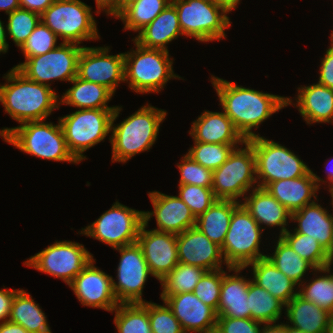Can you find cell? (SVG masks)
<instances>
[{"label": "cell", "mask_w": 333, "mask_h": 333, "mask_svg": "<svg viewBox=\"0 0 333 333\" xmlns=\"http://www.w3.org/2000/svg\"><path fill=\"white\" fill-rule=\"evenodd\" d=\"M211 82L217 92L219 105L245 140L259 136L252 130L258 129L272 114L292 105L289 97L239 86L213 75Z\"/></svg>", "instance_id": "cell-1"}, {"label": "cell", "mask_w": 333, "mask_h": 333, "mask_svg": "<svg viewBox=\"0 0 333 333\" xmlns=\"http://www.w3.org/2000/svg\"><path fill=\"white\" fill-rule=\"evenodd\" d=\"M3 78L6 83L0 85V102L5 112L19 124L46 120L59 108V96L51 86L28 79L15 67Z\"/></svg>", "instance_id": "cell-2"}, {"label": "cell", "mask_w": 333, "mask_h": 333, "mask_svg": "<svg viewBox=\"0 0 333 333\" xmlns=\"http://www.w3.org/2000/svg\"><path fill=\"white\" fill-rule=\"evenodd\" d=\"M122 106H116L111 120L112 162L126 163L134 155L148 151L154 145L160 124L166 119V111L151 106H142L120 124H114Z\"/></svg>", "instance_id": "cell-3"}, {"label": "cell", "mask_w": 333, "mask_h": 333, "mask_svg": "<svg viewBox=\"0 0 333 333\" xmlns=\"http://www.w3.org/2000/svg\"><path fill=\"white\" fill-rule=\"evenodd\" d=\"M3 141L20 149L22 152L41 159L79 162L69 152L60 122L53 125L44 120L29 121L17 127L0 130Z\"/></svg>", "instance_id": "cell-4"}, {"label": "cell", "mask_w": 333, "mask_h": 333, "mask_svg": "<svg viewBox=\"0 0 333 333\" xmlns=\"http://www.w3.org/2000/svg\"><path fill=\"white\" fill-rule=\"evenodd\" d=\"M135 43L136 50L124 53L125 81L136 93H159L168 80L181 77L174 74L169 51L149 49ZM171 58V59H170Z\"/></svg>", "instance_id": "cell-5"}, {"label": "cell", "mask_w": 333, "mask_h": 333, "mask_svg": "<svg viewBox=\"0 0 333 333\" xmlns=\"http://www.w3.org/2000/svg\"><path fill=\"white\" fill-rule=\"evenodd\" d=\"M91 9L80 0H54L40 15V21L64 43L80 45L82 41L100 38Z\"/></svg>", "instance_id": "cell-6"}, {"label": "cell", "mask_w": 333, "mask_h": 333, "mask_svg": "<svg viewBox=\"0 0 333 333\" xmlns=\"http://www.w3.org/2000/svg\"><path fill=\"white\" fill-rule=\"evenodd\" d=\"M254 150L258 187L283 179L299 178L311 169L291 150L281 144L256 136L246 140Z\"/></svg>", "instance_id": "cell-7"}, {"label": "cell", "mask_w": 333, "mask_h": 333, "mask_svg": "<svg viewBox=\"0 0 333 333\" xmlns=\"http://www.w3.org/2000/svg\"><path fill=\"white\" fill-rule=\"evenodd\" d=\"M115 109H79L60 117L69 152L80 163L83 153L103 141L111 131V120Z\"/></svg>", "instance_id": "cell-8"}, {"label": "cell", "mask_w": 333, "mask_h": 333, "mask_svg": "<svg viewBox=\"0 0 333 333\" xmlns=\"http://www.w3.org/2000/svg\"><path fill=\"white\" fill-rule=\"evenodd\" d=\"M175 6L183 35L197 41L225 39L231 26L228 12L209 0H171Z\"/></svg>", "instance_id": "cell-9"}, {"label": "cell", "mask_w": 333, "mask_h": 333, "mask_svg": "<svg viewBox=\"0 0 333 333\" xmlns=\"http://www.w3.org/2000/svg\"><path fill=\"white\" fill-rule=\"evenodd\" d=\"M244 146L235 148L228 159L213 171L212 190L216 199L237 201L239 197L244 198L250 189L258 187L253 147L247 141Z\"/></svg>", "instance_id": "cell-10"}, {"label": "cell", "mask_w": 333, "mask_h": 333, "mask_svg": "<svg viewBox=\"0 0 333 333\" xmlns=\"http://www.w3.org/2000/svg\"><path fill=\"white\" fill-rule=\"evenodd\" d=\"M264 228L240 204L232 213L230 226L221 247L226 267H245L266 257L259 246Z\"/></svg>", "instance_id": "cell-11"}, {"label": "cell", "mask_w": 333, "mask_h": 333, "mask_svg": "<svg viewBox=\"0 0 333 333\" xmlns=\"http://www.w3.org/2000/svg\"><path fill=\"white\" fill-rule=\"evenodd\" d=\"M143 212L116 201L96 221L82 228L80 234L93 237L113 249L136 243L144 223Z\"/></svg>", "instance_id": "cell-12"}, {"label": "cell", "mask_w": 333, "mask_h": 333, "mask_svg": "<svg viewBox=\"0 0 333 333\" xmlns=\"http://www.w3.org/2000/svg\"><path fill=\"white\" fill-rule=\"evenodd\" d=\"M93 259L84 245L65 240L49 245L27 259L24 265L60 278L69 285Z\"/></svg>", "instance_id": "cell-13"}, {"label": "cell", "mask_w": 333, "mask_h": 333, "mask_svg": "<svg viewBox=\"0 0 333 333\" xmlns=\"http://www.w3.org/2000/svg\"><path fill=\"white\" fill-rule=\"evenodd\" d=\"M83 46L75 43H60L51 51L30 57L16 66L28 79L50 86L49 81L71 82L77 76L78 59ZM49 84H48V83Z\"/></svg>", "instance_id": "cell-14"}, {"label": "cell", "mask_w": 333, "mask_h": 333, "mask_svg": "<svg viewBox=\"0 0 333 333\" xmlns=\"http://www.w3.org/2000/svg\"><path fill=\"white\" fill-rule=\"evenodd\" d=\"M120 253L117 280L112 289L118 303H143L142 292L148 275H152L140 245L136 242L115 248Z\"/></svg>", "instance_id": "cell-15"}, {"label": "cell", "mask_w": 333, "mask_h": 333, "mask_svg": "<svg viewBox=\"0 0 333 333\" xmlns=\"http://www.w3.org/2000/svg\"><path fill=\"white\" fill-rule=\"evenodd\" d=\"M110 47H84L78 59L77 77L100 84L113 94L120 82H125L124 53L109 55Z\"/></svg>", "instance_id": "cell-16"}, {"label": "cell", "mask_w": 333, "mask_h": 333, "mask_svg": "<svg viewBox=\"0 0 333 333\" xmlns=\"http://www.w3.org/2000/svg\"><path fill=\"white\" fill-rule=\"evenodd\" d=\"M146 227L143 223L137 243L142 248L152 276L161 282L179 263L177 234L146 230Z\"/></svg>", "instance_id": "cell-17"}, {"label": "cell", "mask_w": 333, "mask_h": 333, "mask_svg": "<svg viewBox=\"0 0 333 333\" xmlns=\"http://www.w3.org/2000/svg\"><path fill=\"white\" fill-rule=\"evenodd\" d=\"M93 259L68 285L83 306L112 312L119 305L112 289V276L98 269Z\"/></svg>", "instance_id": "cell-18"}, {"label": "cell", "mask_w": 333, "mask_h": 333, "mask_svg": "<svg viewBox=\"0 0 333 333\" xmlns=\"http://www.w3.org/2000/svg\"><path fill=\"white\" fill-rule=\"evenodd\" d=\"M148 196L154 211L143 212L144 223L148 226V221L155 216L157 229L153 230L180 234L195 226V216L179 196H169L159 191L148 192Z\"/></svg>", "instance_id": "cell-19"}, {"label": "cell", "mask_w": 333, "mask_h": 333, "mask_svg": "<svg viewBox=\"0 0 333 333\" xmlns=\"http://www.w3.org/2000/svg\"><path fill=\"white\" fill-rule=\"evenodd\" d=\"M177 248L179 263L198 266L206 271L221 269L222 264H226L221 247L195 226L177 234Z\"/></svg>", "instance_id": "cell-20"}, {"label": "cell", "mask_w": 333, "mask_h": 333, "mask_svg": "<svg viewBox=\"0 0 333 333\" xmlns=\"http://www.w3.org/2000/svg\"><path fill=\"white\" fill-rule=\"evenodd\" d=\"M179 320L185 333H208L216 326V311L206 305L193 292L161 297Z\"/></svg>", "instance_id": "cell-21"}, {"label": "cell", "mask_w": 333, "mask_h": 333, "mask_svg": "<svg viewBox=\"0 0 333 333\" xmlns=\"http://www.w3.org/2000/svg\"><path fill=\"white\" fill-rule=\"evenodd\" d=\"M326 181L312 170L305 176L293 179H283L269 183L265 189L276 198L291 213L317 201L316 193L320 183Z\"/></svg>", "instance_id": "cell-22"}, {"label": "cell", "mask_w": 333, "mask_h": 333, "mask_svg": "<svg viewBox=\"0 0 333 333\" xmlns=\"http://www.w3.org/2000/svg\"><path fill=\"white\" fill-rule=\"evenodd\" d=\"M189 134L194 141L216 144H239L245 139L236 130L231 119L223 112L204 111L193 121Z\"/></svg>", "instance_id": "cell-23"}, {"label": "cell", "mask_w": 333, "mask_h": 333, "mask_svg": "<svg viewBox=\"0 0 333 333\" xmlns=\"http://www.w3.org/2000/svg\"><path fill=\"white\" fill-rule=\"evenodd\" d=\"M227 270L234 271L235 275L224 271L220 289V299L217 317L230 318H251V309L248 308L247 293L249 279L238 276L245 267H227Z\"/></svg>", "instance_id": "cell-24"}, {"label": "cell", "mask_w": 333, "mask_h": 333, "mask_svg": "<svg viewBox=\"0 0 333 333\" xmlns=\"http://www.w3.org/2000/svg\"><path fill=\"white\" fill-rule=\"evenodd\" d=\"M259 226L280 227V235L287 229V220L291 219V212L288 211L276 198L265 188L256 187L252 189L250 196H245L241 203ZM286 226V227H285Z\"/></svg>", "instance_id": "cell-25"}, {"label": "cell", "mask_w": 333, "mask_h": 333, "mask_svg": "<svg viewBox=\"0 0 333 333\" xmlns=\"http://www.w3.org/2000/svg\"><path fill=\"white\" fill-rule=\"evenodd\" d=\"M296 106L307 124L333 123V89L312 84L298 88Z\"/></svg>", "instance_id": "cell-26"}, {"label": "cell", "mask_w": 333, "mask_h": 333, "mask_svg": "<svg viewBox=\"0 0 333 333\" xmlns=\"http://www.w3.org/2000/svg\"><path fill=\"white\" fill-rule=\"evenodd\" d=\"M134 38L140 46L169 51L166 44L183 33L175 6L170 3L152 22L138 32Z\"/></svg>", "instance_id": "cell-27"}, {"label": "cell", "mask_w": 333, "mask_h": 333, "mask_svg": "<svg viewBox=\"0 0 333 333\" xmlns=\"http://www.w3.org/2000/svg\"><path fill=\"white\" fill-rule=\"evenodd\" d=\"M290 220L298 223L295 232L312 236L327 250L333 234V215L328 210L313 202L292 212Z\"/></svg>", "instance_id": "cell-28"}, {"label": "cell", "mask_w": 333, "mask_h": 333, "mask_svg": "<svg viewBox=\"0 0 333 333\" xmlns=\"http://www.w3.org/2000/svg\"><path fill=\"white\" fill-rule=\"evenodd\" d=\"M250 265L253 272L252 281L285 305L298 295V291L295 290L299 289L295 287L297 284L279 271L267 257L260 258L246 267Z\"/></svg>", "instance_id": "cell-29"}, {"label": "cell", "mask_w": 333, "mask_h": 333, "mask_svg": "<svg viewBox=\"0 0 333 333\" xmlns=\"http://www.w3.org/2000/svg\"><path fill=\"white\" fill-rule=\"evenodd\" d=\"M290 326L307 333H329L330 316L327 310L296 295L285 305Z\"/></svg>", "instance_id": "cell-30"}, {"label": "cell", "mask_w": 333, "mask_h": 333, "mask_svg": "<svg viewBox=\"0 0 333 333\" xmlns=\"http://www.w3.org/2000/svg\"><path fill=\"white\" fill-rule=\"evenodd\" d=\"M241 202V200L216 199L203 214L196 218L195 227L213 243L222 247L230 226L232 213Z\"/></svg>", "instance_id": "cell-31"}, {"label": "cell", "mask_w": 333, "mask_h": 333, "mask_svg": "<svg viewBox=\"0 0 333 333\" xmlns=\"http://www.w3.org/2000/svg\"><path fill=\"white\" fill-rule=\"evenodd\" d=\"M70 83L74 85L63 93L60 104L78 109H116V106L107 105L114 94L105 86L84 81L77 76Z\"/></svg>", "instance_id": "cell-32"}, {"label": "cell", "mask_w": 333, "mask_h": 333, "mask_svg": "<svg viewBox=\"0 0 333 333\" xmlns=\"http://www.w3.org/2000/svg\"><path fill=\"white\" fill-rule=\"evenodd\" d=\"M39 304L25 290H18L11 304L9 321L23 326L29 333H52Z\"/></svg>", "instance_id": "cell-33"}, {"label": "cell", "mask_w": 333, "mask_h": 333, "mask_svg": "<svg viewBox=\"0 0 333 333\" xmlns=\"http://www.w3.org/2000/svg\"><path fill=\"white\" fill-rule=\"evenodd\" d=\"M251 319L260 323H274L280 319L285 304L249 279L247 293Z\"/></svg>", "instance_id": "cell-34"}, {"label": "cell", "mask_w": 333, "mask_h": 333, "mask_svg": "<svg viewBox=\"0 0 333 333\" xmlns=\"http://www.w3.org/2000/svg\"><path fill=\"white\" fill-rule=\"evenodd\" d=\"M275 246L274 254L266 255V257L299 287L304 281L302 279L306 271H315L316 268L307 260L302 259L280 236Z\"/></svg>", "instance_id": "cell-35"}, {"label": "cell", "mask_w": 333, "mask_h": 333, "mask_svg": "<svg viewBox=\"0 0 333 333\" xmlns=\"http://www.w3.org/2000/svg\"><path fill=\"white\" fill-rule=\"evenodd\" d=\"M171 0H138L123 9L115 18L124 23V30L139 32L152 22Z\"/></svg>", "instance_id": "cell-36"}, {"label": "cell", "mask_w": 333, "mask_h": 333, "mask_svg": "<svg viewBox=\"0 0 333 333\" xmlns=\"http://www.w3.org/2000/svg\"><path fill=\"white\" fill-rule=\"evenodd\" d=\"M113 311L118 333H152L148 317V301L120 303Z\"/></svg>", "instance_id": "cell-37"}, {"label": "cell", "mask_w": 333, "mask_h": 333, "mask_svg": "<svg viewBox=\"0 0 333 333\" xmlns=\"http://www.w3.org/2000/svg\"><path fill=\"white\" fill-rule=\"evenodd\" d=\"M205 272L206 270L201 267L178 263L177 266L161 280L160 284L163 288L160 297L193 292Z\"/></svg>", "instance_id": "cell-38"}, {"label": "cell", "mask_w": 333, "mask_h": 333, "mask_svg": "<svg viewBox=\"0 0 333 333\" xmlns=\"http://www.w3.org/2000/svg\"><path fill=\"white\" fill-rule=\"evenodd\" d=\"M302 259L310 262L316 269L327 265L326 250L312 236L287 230L280 236Z\"/></svg>", "instance_id": "cell-39"}, {"label": "cell", "mask_w": 333, "mask_h": 333, "mask_svg": "<svg viewBox=\"0 0 333 333\" xmlns=\"http://www.w3.org/2000/svg\"><path fill=\"white\" fill-rule=\"evenodd\" d=\"M314 272L323 273L322 276H317L307 284H300L302 286L298 295L306 301H310L322 309L333 313V281L330 279L329 274L324 269H316ZM326 273V275H324Z\"/></svg>", "instance_id": "cell-40"}, {"label": "cell", "mask_w": 333, "mask_h": 333, "mask_svg": "<svg viewBox=\"0 0 333 333\" xmlns=\"http://www.w3.org/2000/svg\"><path fill=\"white\" fill-rule=\"evenodd\" d=\"M237 147H239L237 144H216L194 141V146L188 150L186 155L203 167L214 171L228 159L229 155Z\"/></svg>", "instance_id": "cell-41"}, {"label": "cell", "mask_w": 333, "mask_h": 333, "mask_svg": "<svg viewBox=\"0 0 333 333\" xmlns=\"http://www.w3.org/2000/svg\"><path fill=\"white\" fill-rule=\"evenodd\" d=\"M7 15V35L20 48L39 24L40 14L20 7Z\"/></svg>", "instance_id": "cell-42"}, {"label": "cell", "mask_w": 333, "mask_h": 333, "mask_svg": "<svg viewBox=\"0 0 333 333\" xmlns=\"http://www.w3.org/2000/svg\"><path fill=\"white\" fill-rule=\"evenodd\" d=\"M58 36L41 21L20 47L25 60L43 55L57 47Z\"/></svg>", "instance_id": "cell-43"}, {"label": "cell", "mask_w": 333, "mask_h": 333, "mask_svg": "<svg viewBox=\"0 0 333 333\" xmlns=\"http://www.w3.org/2000/svg\"><path fill=\"white\" fill-rule=\"evenodd\" d=\"M179 198L190 208L197 218L203 214L216 200L212 188L191 184H179Z\"/></svg>", "instance_id": "cell-44"}, {"label": "cell", "mask_w": 333, "mask_h": 333, "mask_svg": "<svg viewBox=\"0 0 333 333\" xmlns=\"http://www.w3.org/2000/svg\"><path fill=\"white\" fill-rule=\"evenodd\" d=\"M223 275L224 270L222 268L206 271L193 291L199 300L212 307L215 311L218 309Z\"/></svg>", "instance_id": "cell-45"}, {"label": "cell", "mask_w": 333, "mask_h": 333, "mask_svg": "<svg viewBox=\"0 0 333 333\" xmlns=\"http://www.w3.org/2000/svg\"><path fill=\"white\" fill-rule=\"evenodd\" d=\"M164 305L148 302V317L152 333H185L171 309Z\"/></svg>", "instance_id": "cell-46"}, {"label": "cell", "mask_w": 333, "mask_h": 333, "mask_svg": "<svg viewBox=\"0 0 333 333\" xmlns=\"http://www.w3.org/2000/svg\"><path fill=\"white\" fill-rule=\"evenodd\" d=\"M177 167L181 174L179 184L212 188L213 171L193 161L188 155L182 157Z\"/></svg>", "instance_id": "cell-47"}, {"label": "cell", "mask_w": 333, "mask_h": 333, "mask_svg": "<svg viewBox=\"0 0 333 333\" xmlns=\"http://www.w3.org/2000/svg\"><path fill=\"white\" fill-rule=\"evenodd\" d=\"M260 323L251 318L217 317L216 327L222 333H260Z\"/></svg>", "instance_id": "cell-48"}, {"label": "cell", "mask_w": 333, "mask_h": 333, "mask_svg": "<svg viewBox=\"0 0 333 333\" xmlns=\"http://www.w3.org/2000/svg\"><path fill=\"white\" fill-rule=\"evenodd\" d=\"M318 83L333 89V46L326 50V54L321 58Z\"/></svg>", "instance_id": "cell-49"}, {"label": "cell", "mask_w": 333, "mask_h": 333, "mask_svg": "<svg viewBox=\"0 0 333 333\" xmlns=\"http://www.w3.org/2000/svg\"><path fill=\"white\" fill-rule=\"evenodd\" d=\"M18 290L0 289V321H8L11 314V304Z\"/></svg>", "instance_id": "cell-50"}, {"label": "cell", "mask_w": 333, "mask_h": 333, "mask_svg": "<svg viewBox=\"0 0 333 333\" xmlns=\"http://www.w3.org/2000/svg\"><path fill=\"white\" fill-rule=\"evenodd\" d=\"M54 0H19L20 7L29 11L42 14Z\"/></svg>", "instance_id": "cell-51"}, {"label": "cell", "mask_w": 333, "mask_h": 333, "mask_svg": "<svg viewBox=\"0 0 333 333\" xmlns=\"http://www.w3.org/2000/svg\"><path fill=\"white\" fill-rule=\"evenodd\" d=\"M97 7V14L105 11L106 14L116 17L118 15V0H95Z\"/></svg>", "instance_id": "cell-52"}, {"label": "cell", "mask_w": 333, "mask_h": 333, "mask_svg": "<svg viewBox=\"0 0 333 333\" xmlns=\"http://www.w3.org/2000/svg\"><path fill=\"white\" fill-rule=\"evenodd\" d=\"M0 333H29L23 326L5 321L3 323L0 322Z\"/></svg>", "instance_id": "cell-53"}, {"label": "cell", "mask_w": 333, "mask_h": 333, "mask_svg": "<svg viewBox=\"0 0 333 333\" xmlns=\"http://www.w3.org/2000/svg\"><path fill=\"white\" fill-rule=\"evenodd\" d=\"M263 326L260 329V333H287V324L283 323L276 324V322L274 323L272 322V323H264Z\"/></svg>", "instance_id": "cell-54"}, {"label": "cell", "mask_w": 333, "mask_h": 333, "mask_svg": "<svg viewBox=\"0 0 333 333\" xmlns=\"http://www.w3.org/2000/svg\"><path fill=\"white\" fill-rule=\"evenodd\" d=\"M211 3L222 7L225 11L230 13L232 10L237 8L240 0H209Z\"/></svg>", "instance_id": "cell-55"}, {"label": "cell", "mask_w": 333, "mask_h": 333, "mask_svg": "<svg viewBox=\"0 0 333 333\" xmlns=\"http://www.w3.org/2000/svg\"><path fill=\"white\" fill-rule=\"evenodd\" d=\"M18 8H20L19 0H0V10L5 11L6 14Z\"/></svg>", "instance_id": "cell-56"}, {"label": "cell", "mask_w": 333, "mask_h": 333, "mask_svg": "<svg viewBox=\"0 0 333 333\" xmlns=\"http://www.w3.org/2000/svg\"><path fill=\"white\" fill-rule=\"evenodd\" d=\"M2 21L0 20V54L1 52L4 54L8 51L9 44L6 42V30L5 25H3Z\"/></svg>", "instance_id": "cell-57"}, {"label": "cell", "mask_w": 333, "mask_h": 333, "mask_svg": "<svg viewBox=\"0 0 333 333\" xmlns=\"http://www.w3.org/2000/svg\"><path fill=\"white\" fill-rule=\"evenodd\" d=\"M327 264H333V234L329 247L326 250Z\"/></svg>", "instance_id": "cell-58"}, {"label": "cell", "mask_w": 333, "mask_h": 333, "mask_svg": "<svg viewBox=\"0 0 333 333\" xmlns=\"http://www.w3.org/2000/svg\"><path fill=\"white\" fill-rule=\"evenodd\" d=\"M138 0H118V14L130 4Z\"/></svg>", "instance_id": "cell-59"}, {"label": "cell", "mask_w": 333, "mask_h": 333, "mask_svg": "<svg viewBox=\"0 0 333 333\" xmlns=\"http://www.w3.org/2000/svg\"><path fill=\"white\" fill-rule=\"evenodd\" d=\"M329 166V165H328ZM333 166V165H332ZM330 168V167H329ZM328 175H327V179L328 181V187H329V191L333 188V167H331L329 170H328Z\"/></svg>", "instance_id": "cell-60"}, {"label": "cell", "mask_w": 333, "mask_h": 333, "mask_svg": "<svg viewBox=\"0 0 333 333\" xmlns=\"http://www.w3.org/2000/svg\"><path fill=\"white\" fill-rule=\"evenodd\" d=\"M287 333H307V332H304L298 328L290 326V324H287Z\"/></svg>", "instance_id": "cell-61"}, {"label": "cell", "mask_w": 333, "mask_h": 333, "mask_svg": "<svg viewBox=\"0 0 333 333\" xmlns=\"http://www.w3.org/2000/svg\"><path fill=\"white\" fill-rule=\"evenodd\" d=\"M324 271L329 273L330 279L333 281V273H330L331 271V264H327L323 267Z\"/></svg>", "instance_id": "cell-62"}, {"label": "cell", "mask_w": 333, "mask_h": 333, "mask_svg": "<svg viewBox=\"0 0 333 333\" xmlns=\"http://www.w3.org/2000/svg\"><path fill=\"white\" fill-rule=\"evenodd\" d=\"M329 333H333V313L330 316Z\"/></svg>", "instance_id": "cell-63"}, {"label": "cell", "mask_w": 333, "mask_h": 333, "mask_svg": "<svg viewBox=\"0 0 333 333\" xmlns=\"http://www.w3.org/2000/svg\"><path fill=\"white\" fill-rule=\"evenodd\" d=\"M208 333H222V332L215 326Z\"/></svg>", "instance_id": "cell-64"}, {"label": "cell", "mask_w": 333, "mask_h": 333, "mask_svg": "<svg viewBox=\"0 0 333 333\" xmlns=\"http://www.w3.org/2000/svg\"><path fill=\"white\" fill-rule=\"evenodd\" d=\"M329 192H330V195H331V197H332V201H331V203L333 204V188H332Z\"/></svg>", "instance_id": "cell-65"}, {"label": "cell", "mask_w": 333, "mask_h": 333, "mask_svg": "<svg viewBox=\"0 0 333 333\" xmlns=\"http://www.w3.org/2000/svg\"><path fill=\"white\" fill-rule=\"evenodd\" d=\"M330 36H331V37H330V38H331V39H330V40H331V42H330V43H333V31H332V33H331V35H330Z\"/></svg>", "instance_id": "cell-66"}]
</instances>
